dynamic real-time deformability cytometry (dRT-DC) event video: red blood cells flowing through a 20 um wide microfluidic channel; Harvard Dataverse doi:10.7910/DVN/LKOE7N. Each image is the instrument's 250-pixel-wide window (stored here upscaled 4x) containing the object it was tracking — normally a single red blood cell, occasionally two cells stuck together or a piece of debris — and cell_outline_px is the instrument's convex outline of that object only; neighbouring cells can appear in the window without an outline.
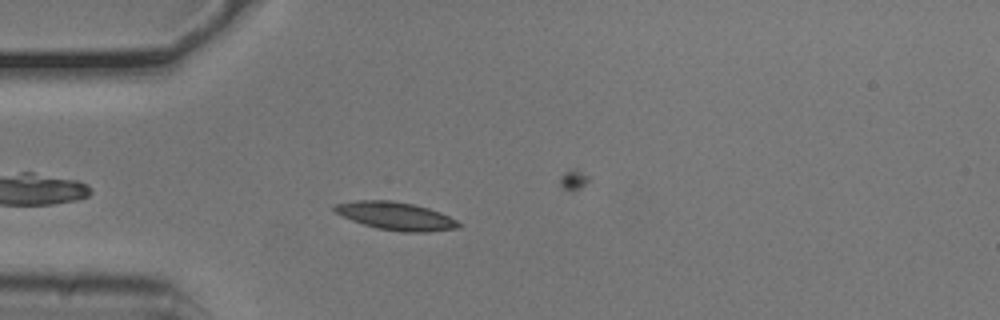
{"species": "common noctule bat (a hibernating species)", "species_latin": "Nyctalus noctula", "temperature_condition": "cold", "stored_images_in_passage": 45, "camera_frame_rate_fps": 3000, "um_per_image_px": 0.085, "animal": {"sex": "male", "body_mass_g": 20.5, "forearm_length_mm": 52.5}, "frame": {"image": 1, "passage_image": 5, "time_ms": 1.333, "image_size_px": [1000, 320], "cell_outline_px": [[464, 224], [456, 228], [428, 232], [400, 232], [376, 228], [352, 220], [336, 212], [332, 208], [332, 204], [356, 200], [392, 200], [412, 204], [428, 208], [440, 212]], "centroid_in_image_um": [33.63, 18.36], "position_along_channel_um": 51.4, "area_um2": 20.23}}
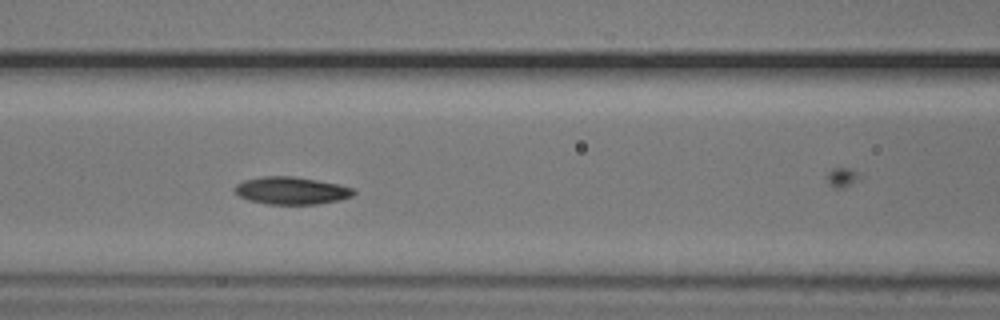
{"frame": {"image": 2, "passage_image": 13, "time_ms": 4.0, "image_size_px": [1000, 320], "cell_outline_px": [[356, 192], [352, 196], [340, 200], [316, 204], [268, 204], [248, 200], [240, 196], [236, 192], [236, 184], [244, 180], [264, 176], [292, 176], [316, 180], [336, 184], [352, 188]], "centroid_in_image_um": [24.77, 16.2], "position_along_channel_um": 141.8, "area_um2": 18.79}}
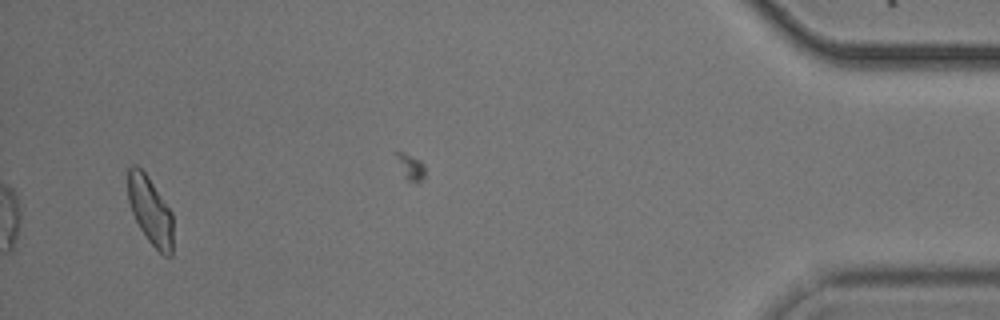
{"frame": {"image": 3, "passage_image": 42, "time_ms": 13.667, "image_size_px": [1000, 320], "cell_outline_px": [[172, 256], [164, 256], [148, 240], [140, 228], [132, 212], [128, 200], [128, 168], [132, 164], [136, 164], [144, 172], [172, 212]], "centroid_in_image_um": [12.76, 17.9], "position_along_channel_um": 422.4, "area_um2": 17.57}, "authors_computed_cell_mechanics": {"area_um2": 18.496, "velocity_mm_per_s": 3.7368, "shape_relaxation_time_tau1_ms": 2.5626, "shape_relaxation_time_tau2_ms": 4.4769, "deformation_change_tau1": 0.108, "deformation_change_tau2": 0.0911}}